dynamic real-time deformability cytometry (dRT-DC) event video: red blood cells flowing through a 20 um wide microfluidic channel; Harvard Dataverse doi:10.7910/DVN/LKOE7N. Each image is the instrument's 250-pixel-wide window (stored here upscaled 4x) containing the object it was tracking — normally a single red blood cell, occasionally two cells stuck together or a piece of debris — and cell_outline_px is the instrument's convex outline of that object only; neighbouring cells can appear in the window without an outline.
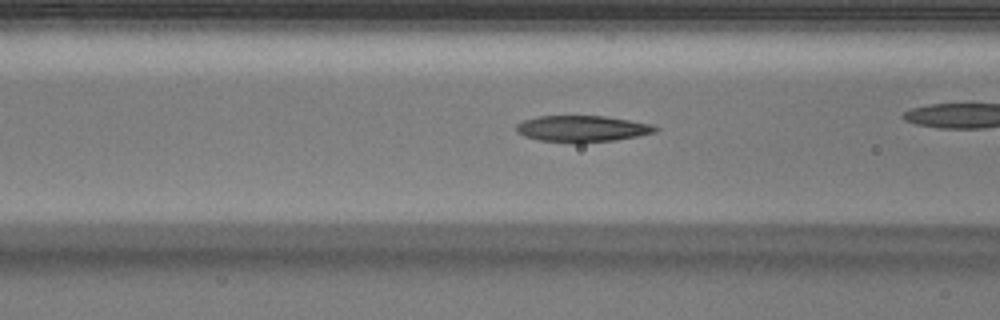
{"species": "Egyptian fruit bat (a non-hibernating species)", "species_latin": "Rousettus aegyptiacus", "temperature_condition": "warm", "stored_images_in_passage": 31, "camera_frame_rate_fps": 3000, "um_per_image_px": 0.085, "animal": {"sex": "male"}, "frame": {"image": 1, "passage_image": 10, "time_ms": 3.0, "image_size_px": [1000, 320], "cell_outline_px": [[660, 128], [656, 132], [616, 140], [580, 144], [540, 140], [524, 136], [516, 132], [516, 124], [524, 120], [540, 116], [604, 116], [652, 124]], "centroid_in_image_um": [49.49, 10.95], "position_along_channel_um": 117.1, "area_um2": 21.5}}